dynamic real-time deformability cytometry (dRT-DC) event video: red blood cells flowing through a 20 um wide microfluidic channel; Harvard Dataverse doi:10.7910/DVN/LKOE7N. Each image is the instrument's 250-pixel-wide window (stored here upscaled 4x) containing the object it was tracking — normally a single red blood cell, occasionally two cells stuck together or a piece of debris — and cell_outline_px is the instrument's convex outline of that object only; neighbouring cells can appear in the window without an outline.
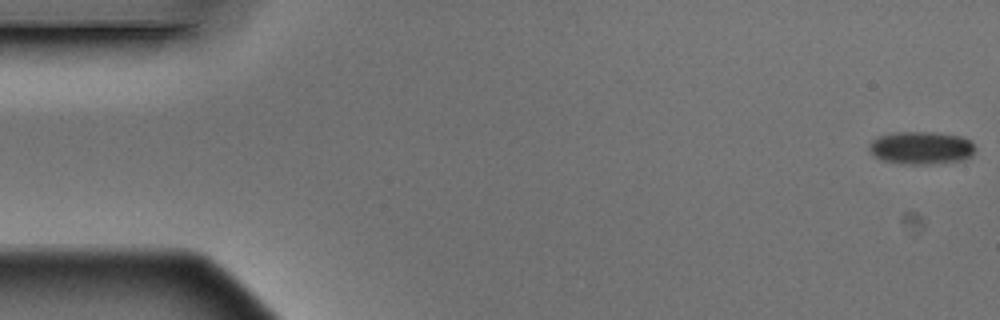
{"species": "Egyptian fruit bat (a non-hibernating species)", "species_latin": "Rousettus aegyptiacus", "temperature_condition": "warm", "stored_images_in_passage": 5, "camera_frame_rate_fps": 3000, "um_per_image_px": 0.085, "animal": {"sex": "male"}, "frame": {"image": 1, "passage_image": 1, "time_ms": 0.0, "image_size_px": [1000, 320], "cell_outline_px": [[976, 148], [972, 156], [960, 160], [928, 164], [908, 164], [884, 160], [876, 156], [868, 148], [868, 144], [872, 140], [880, 136], [892, 132], [940, 132], [964, 136]], "centroid_in_image_um": [78.33, 12.54], "position_along_channel_um": 6.7, "area_um2": 20.23}}
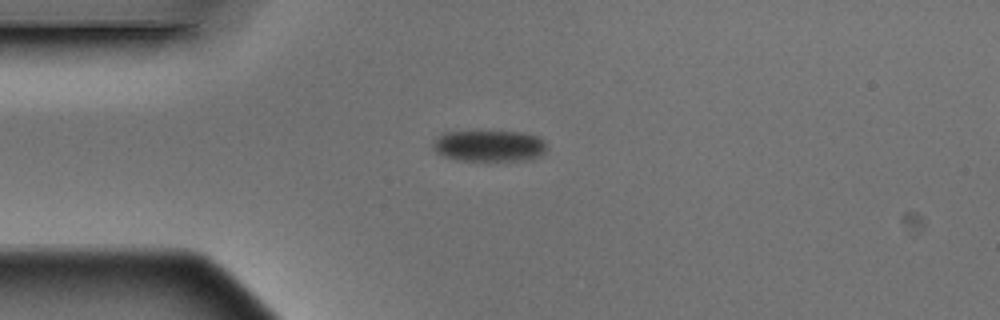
{"frame": {"image": 2, "passage_image": 4, "time_ms": 1.0, "image_size_px": [1000, 320], "cell_outline_px": [[548, 148], [540, 156], [524, 160], [456, 160], [444, 156], [436, 152], [432, 148], [432, 140], [444, 132], [520, 132], [536, 136], [544, 140], [548, 144]], "centroid_in_image_um": [41.57, 12.4], "position_along_channel_um": 43.4, "area_um2": 20.75}}